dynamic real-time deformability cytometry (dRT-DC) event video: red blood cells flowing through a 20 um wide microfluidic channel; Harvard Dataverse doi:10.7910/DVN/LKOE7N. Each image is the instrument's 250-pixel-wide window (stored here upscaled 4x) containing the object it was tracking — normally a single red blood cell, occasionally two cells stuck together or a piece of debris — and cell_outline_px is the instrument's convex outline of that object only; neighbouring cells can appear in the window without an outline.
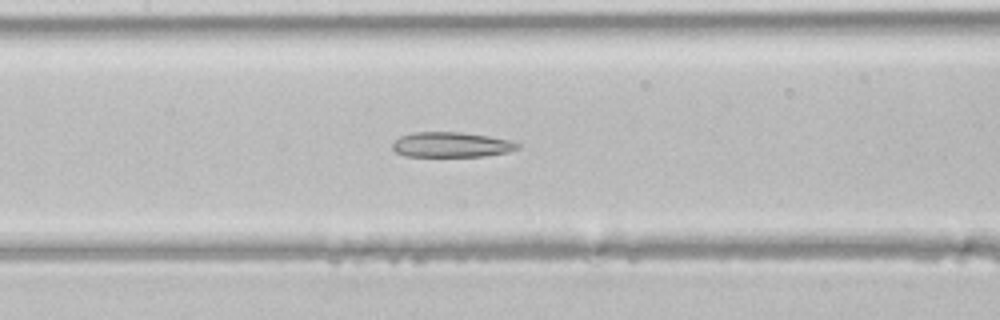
{"species": "common noctule bat (a hibernating species)", "species_latin": "Nyctalus noctula", "temperature_condition": "room temperature", "stored_images_in_passage": 34, "camera_frame_rate_fps": 3000, "um_per_image_px": 0.085, "animal": {"sex": "male", "body_mass_g": 21.5, "forearm_length_mm": 52.0}, "frame": {"image": 1, "passage_image": 14, "time_ms": 4.333, "image_size_px": [1000, 320], "cell_outline_px": [[520, 148], [508, 152], [488, 156], [404, 156], [396, 152], [392, 148], [392, 144], [400, 136], [412, 132], [460, 132], [488, 136], [512, 140], [520, 144]], "centroid_in_image_um": [38.39, 12.3], "position_along_channel_um": 169.0, "area_um2": 18.44}}
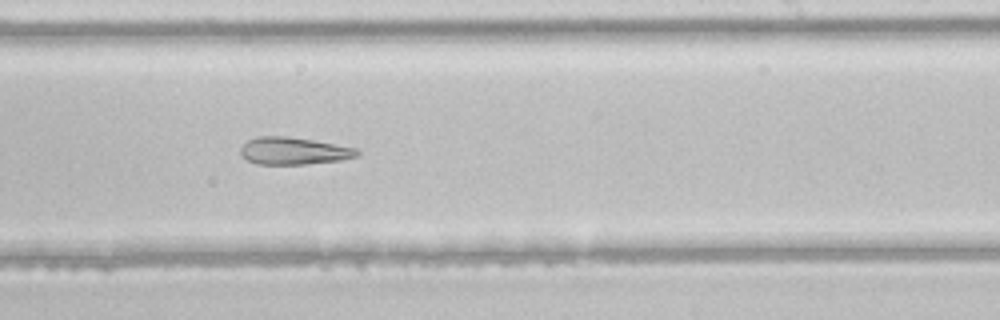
{"frame": {"image": 2, "passage_image": 20, "time_ms": 6.333, "image_size_px": [1000, 320], "cell_outline_px": [[360, 152], [356, 156], [340, 160], [304, 164], [256, 164], [248, 160], [240, 152], [240, 148], [248, 140], [256, 136], [288, 136], [312, 140], [356, 148]], "centroid_in_image_um": [24.93, 12.82], "position_along_channel_um": 264.1, "area_um2": 18.32}}
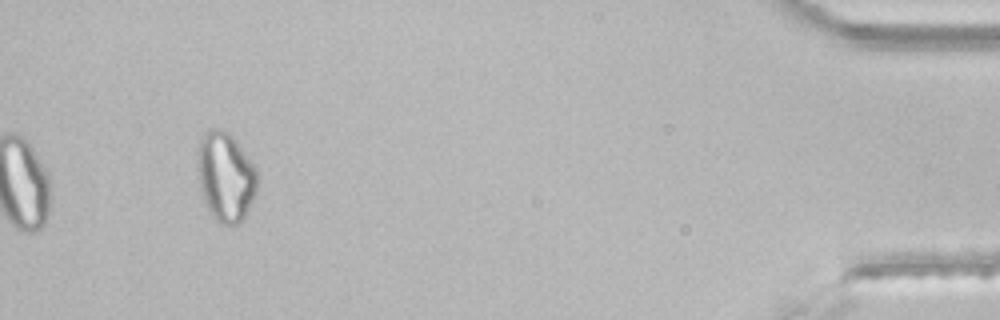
{"frame": {"image": 3, "passage_image": 34, "time_ms": 11.0, "image_size_px": [1000, 320], "cell_outline_px": [[256, 192], [240, 224], [232, 228], [220, 224], [212, 216], [204, 200], [200, 188], [196, 152], [200, 140], [204, 132], [208, 128], [220, 128], [228, 132], [236, 140], [256, 168]], "centroid_in_image_um": [19.15, 15.03], "position_along_channel_um": 416.1, "area_um2": 31.33}}